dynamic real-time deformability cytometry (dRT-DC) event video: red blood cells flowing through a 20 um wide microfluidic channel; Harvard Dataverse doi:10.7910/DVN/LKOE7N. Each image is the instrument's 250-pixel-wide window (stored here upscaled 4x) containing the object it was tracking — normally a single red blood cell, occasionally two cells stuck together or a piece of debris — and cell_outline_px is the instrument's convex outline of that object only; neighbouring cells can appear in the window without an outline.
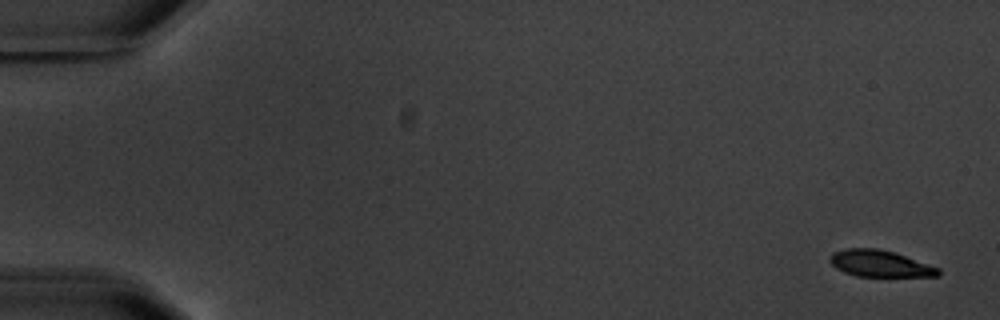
{"species": "common noctule bat (a hibernating species)", "species_latin": "Nyctalus noctula", "temperature_condition": "warm", "stored_images_in_passage": 6, "camera_frame_rate_fps": 3000, "um_per_image_px": 0.085, "animal": {"sex": "male", "body_mass_g": 20.1, "forearm_length_mm": 53.5}, "frame": {"image": 1, "passage_image": 1, "time_ms": 0.0, "image_size_px": [1000, 320], "cell_outline_px": [[940, 276], [856, 276], [844, 272], [836, 268], [828, 260], [828, 256], [832, 252], [844, 248], [880, 248], [940, 268]], "centroid_in_image_um": [74.73, 22.39], "position_along_channel_um": 10.3, "area_um2": 16.76}}